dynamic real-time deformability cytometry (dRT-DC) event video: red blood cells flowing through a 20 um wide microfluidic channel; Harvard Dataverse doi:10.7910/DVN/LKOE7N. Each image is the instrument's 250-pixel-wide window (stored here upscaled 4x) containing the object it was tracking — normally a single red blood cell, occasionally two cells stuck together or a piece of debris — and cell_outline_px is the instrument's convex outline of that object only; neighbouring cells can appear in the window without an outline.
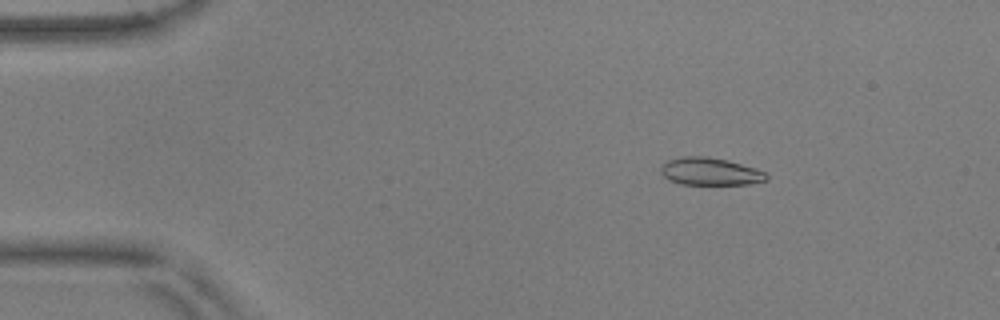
{"species": "common noctule bat (a hibernating species)", "species_latin": "Nyctalus noctula", "temperature_condition": "warm", "stored_images_in_passage": 55, "camera_frame_rate_fps": 3000, "um_per_image_px": 0.085, "animal": {"sex": "male", "body_mass_g": 17.9, "forearm_length_mm": 54.2}, "frame": {"image": 1, "passage_image": 9, "time_ms": 2.667, "image_size_px": [1000, 320], "cell_outline_px": [[768, 180], [748, 184], [680, 184], [668, 180], [660, 172], [660, 168], [668, 160], [684, 156], [708, 156], [728, 160], [756, 168], [764, 172], [768, 176]], "centroid_in_image_um": [60.36, 14.57], "position_along_channel_um": 24.6, "area_um2": 16.99}}
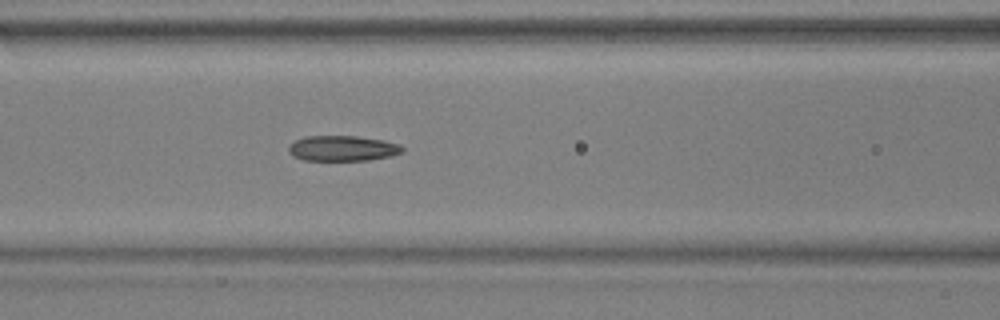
{"frame": {"image": 2, "passage_image": 24, "time_ms": 7.667, "image_size_px": [1000, 320], "cell_outline_px": [[404, 152], [388, 156], [368, 160], [304, 160], [292, 156], [288, 152], [288, 148], [296, 140], [304, 136], [356, 136], [384, 140], [400, 144], [404, 148]], "centroid_in_image_um": [29.12, 12.6], "position_along_channel_um": 137.5, "area_um2": 16.82}}
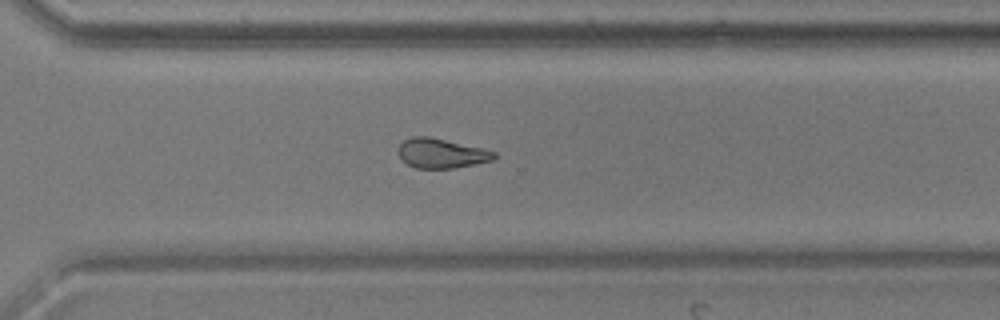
{"frame": {"image": 3, "passage_image": 40, "time_ms": 13.0, "image_size_px": [1000, 320], "cell_outline_px": [[496, 156], [492, 160], [456, 168], [416, 168], [400, 160], [396, 152], [400, 144], [404, 140], [412, 136], [428, 136], [484, 148], [496, 152]], "centroid_in_image_um": [37.47, 13.03], "position_along_channel_um": 333.1, "area_um2": 16.7}, "authors_computed_cell_mechanics": {"area_um2": 17.34, "velocity_mm_per_s": 3.6741, "shape_relaxation_time_tau1_ms": 7.5629, "shape_relaxation_time_tau2_ms": 3.6278, "deformation_change_tau1": 0.1856, "deformation_change_tau2": 0.1163}}